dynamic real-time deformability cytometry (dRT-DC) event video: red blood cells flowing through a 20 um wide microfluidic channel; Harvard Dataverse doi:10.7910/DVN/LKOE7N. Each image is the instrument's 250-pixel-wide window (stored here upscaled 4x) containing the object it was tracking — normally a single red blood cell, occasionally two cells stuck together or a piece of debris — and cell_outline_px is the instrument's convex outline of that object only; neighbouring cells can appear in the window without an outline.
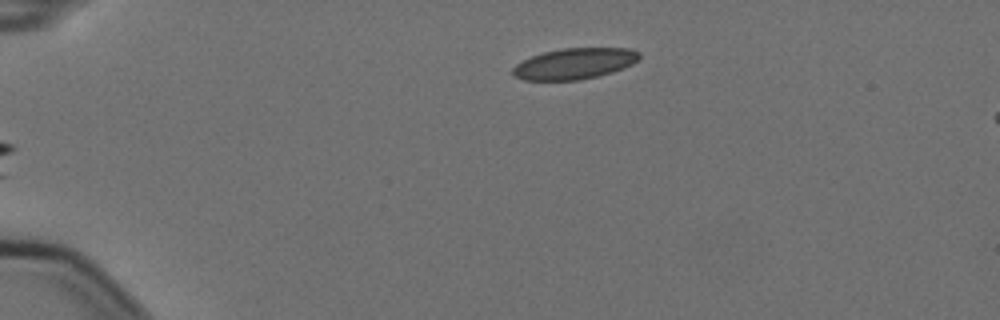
{"species": "Egyptian fruit bat (a non-hibernating species)", "species_latin": "Rousettus aegyptiacus", "temperature_condition": "cold", "stored_images_in_passage": 4, "camera_frame_rate_fps": 3000, "um_per_image_px": 0.085, "animal": {"sex": "female"}, "frame": {"image": 1, "passage_image": 4, "time_ms": 1.0, "image_size_px": [1000, 320], "cell_outline_px": [[640, 56], [632, 64], [624, 68], [612, 72], [580, 80], [524, 80], [512, 76], [512, 68], [516, 64], [532, 56], [544, 52], [564, 48], [628, 48], [640, 52]], "centroid_in_image_um": [48.81, 5.41], "position_along_channel_um": 36.2, "area_um2": 22.77}}